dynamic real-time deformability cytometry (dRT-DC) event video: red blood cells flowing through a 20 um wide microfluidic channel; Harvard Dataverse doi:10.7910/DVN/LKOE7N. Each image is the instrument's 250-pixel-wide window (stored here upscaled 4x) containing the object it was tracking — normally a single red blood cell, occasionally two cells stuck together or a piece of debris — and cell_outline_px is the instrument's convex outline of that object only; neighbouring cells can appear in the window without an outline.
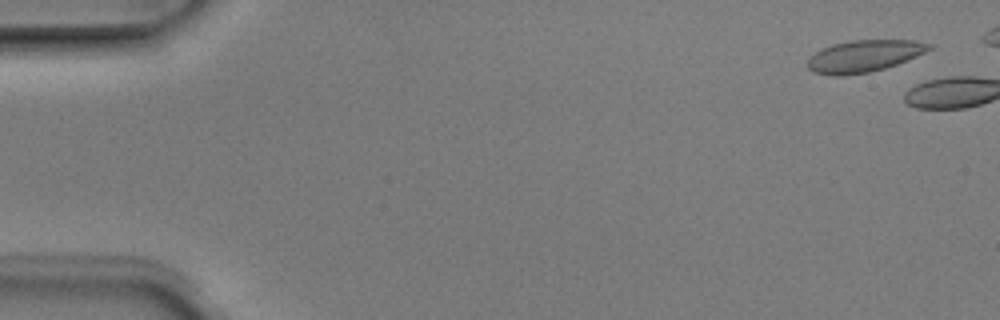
{"species": "Egyptian fruit bat (a non-hibernating species)", "species_latin": "Rousettus aegyptiacus", "temperature_condition": "room temperature", "stored_images_in_passage": 2, "camera_frame_rate_fps": 3000, "um_per_image_px": 0.085, "animal": {"sex": "male"}, "frame": {"image": 1, "passage_image": 1, "time_ms": 0.0, "image_size_px": [1000, 320], "cell_outline_px": [[932, 48], [908, 60], [884, 68], [868, 72], [840, 76], [832, 76], [812, 72], [808, 68], [808, 56], [832, 44], [852, 40], [916, 40], [932, 44]], "centroid_in_image_um": [73.42, 4.76], "position_along_channel_um": 11.6, "area_um2": 22.54}}